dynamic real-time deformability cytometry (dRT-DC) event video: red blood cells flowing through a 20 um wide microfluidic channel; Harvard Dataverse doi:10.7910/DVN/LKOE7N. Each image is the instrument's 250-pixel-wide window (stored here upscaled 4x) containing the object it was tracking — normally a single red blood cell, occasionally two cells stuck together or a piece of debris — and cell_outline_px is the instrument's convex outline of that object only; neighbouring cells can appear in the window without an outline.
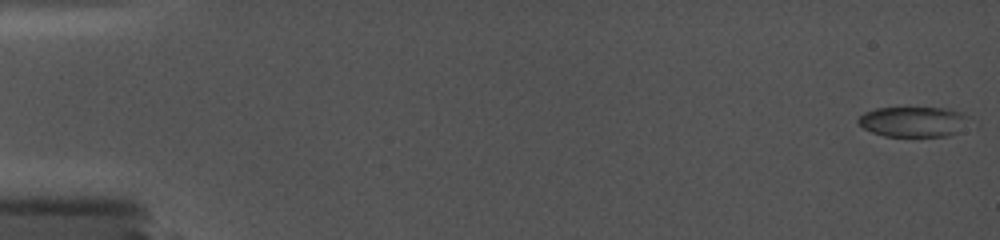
{"species": "common noctule bat (a hibernating species)", "species_latin": "Nyctalus noctula", "temperature_condition": "cold", "stored_images_in_passage": 62, "camera_frame_rate_fps": 5000, "um_per_image_px": 0.085, "animal": {"sex": "female", "body_mass_g": 19.0, "forearm_length_mm": 56.7}, "frame": {"image": 1, "passage_image": 1, "time_ms": 0.0, "image_size_px": [1000, 240], "cell_outline_px": [[968, 116], [956, 132], [948, 136], [884, 136], [872, 132], [864, 128], [856, 120], [864, 112], [876, 108], [944, 108], [960, 112]], "centroid_in_image_um": [77.54, 10.34], "position_along_channel_um": 7.5, "area_um2": 19.07}}
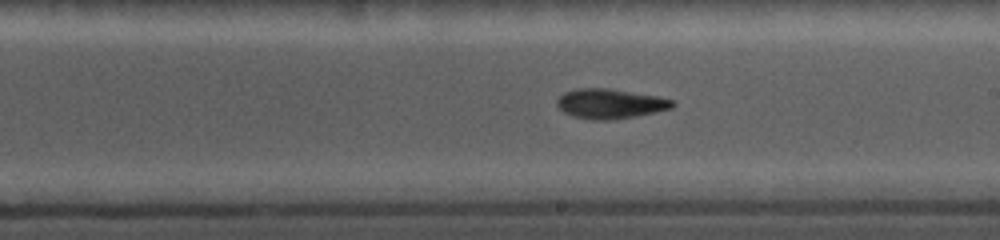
{"frame": {"image": 2, "passage_image": 37, "time_ms": 10.4, "image_size_px": [1000, 240], "cell_outline_px": [[676, 104], [672, 108], [636, 116], [612, 120], [592, 120], [572, 116], [564, 112], [556, 104], [556, 100], [564, 92], [576, 88], [608, 88], [660, 96], [676, 100]], "centroid_in_image_um": [51.89, 8.81], "position_along_channel_um": 237.1, "area_um2": 20.29}}
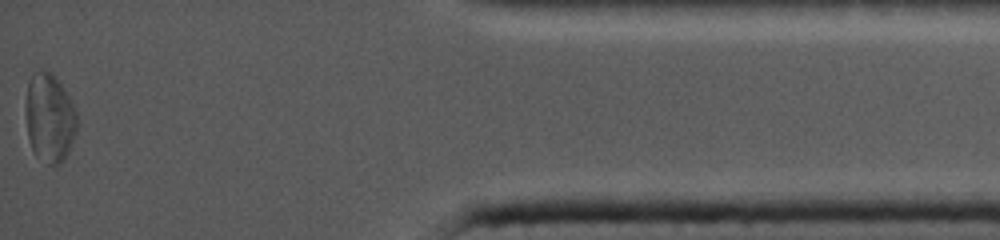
{"frame": {"image": 3, "passage_image": 62, "time_ms": 16.6, "image_size_px": [1000, 240], "cell_outline_px": [[76, 132], [68, 152], [64, 160], [60, 164], [48, 164], [36, 156], [32, 148], [28, 136], [24, 108], [28, 84], [32, 72], [44, 68], [56, 76], [68, 96], [76, 112]], "centroid_in_image_um": [4.18, 9.99], "position_along_channel_um": 431.0, "area_um2": 26.7}}